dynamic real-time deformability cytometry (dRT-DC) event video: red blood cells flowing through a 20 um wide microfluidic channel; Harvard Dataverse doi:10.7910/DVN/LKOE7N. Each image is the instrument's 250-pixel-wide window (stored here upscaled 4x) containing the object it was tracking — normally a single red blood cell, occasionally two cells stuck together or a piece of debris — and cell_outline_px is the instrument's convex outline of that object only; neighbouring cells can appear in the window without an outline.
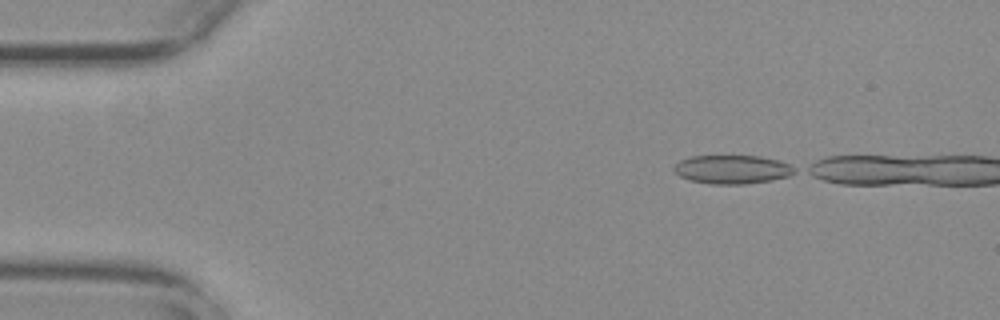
{"species": "common noctule bat (a hibernating species)", "species_latin": "Nyctalus noctula", "temperature_condition": "warm", "stored_images_in_passage": 14, "camera_frame_rate_fps": 3000, "um_per_image_px": 0.085, "animal": {"sex": "female", "body_mass_g": 29.2, "forearm_length_mm": 56.3}, "frame": {"image": 1, "passage_image": 1, "time_ms": 0.0, "image_size_px": [1000, 320], "cell_outline_px": [[796, 172], [788, 176], [772, 180], [744, 184], [712, 184], [692, 180], [680, 176], [672, 168], [680, 160], [692, 156], [760, 156], [776, 160], [788, 164], [796, 168]], "centroid_in_image_um": [62.25, 14.4], "position_along_channel_um": 22.8, "area_um2": 19.94}}
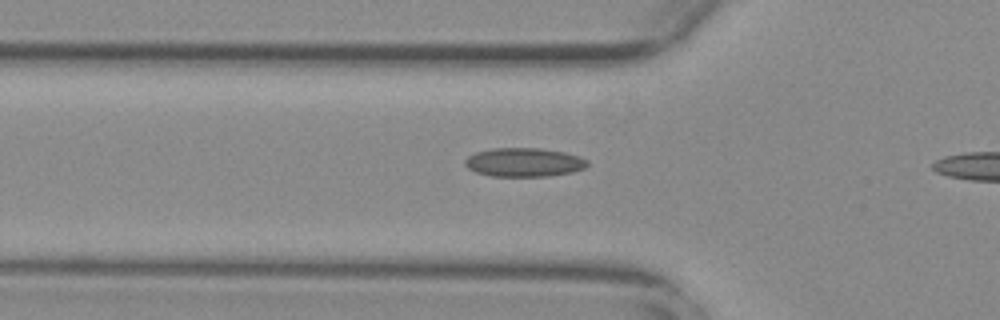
{"frame": {"image": 2, "passage_image": 12, "time_ms": 3.667, "image_size_px": [1000, 320], "cell_outline_px": [[588, 164], [584, 168], [572, 172], [548, 176], [492, 176], [476, 172], [468, 168], [464, 164], [464, 160], [468, 156], [476, 152], [492, 148], [540, 148], [564, 152], [580, 156], [588, 160]], "centroid_in_image_um": [44.54, 13.79], "position_along_channel_um": 81.3, "area_um2": 20.58}}